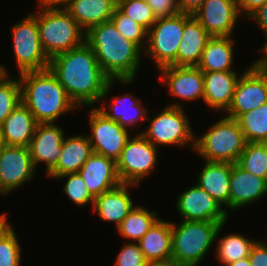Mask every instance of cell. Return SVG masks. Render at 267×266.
<instances>
[{"instance_id":"obj_1","label":"cell","mask_w":267,"mask_h":266,"mask_svg":"<svg viewBox=\"0 0 267 266\" xmlns=\"http://www.w3.org/2000/svg\"><path fill=\"white\" fill-rule=\"evenodd\" d=\"M48 68L76 106H91L104 99L115 81L102 71L95 53L86 42L52 57Z\"/></svg>"},{"instance_id":"obj_2","label":"cell","mask_w":267,"mask_h":266,"mask_svg":"<svg viewBox=\"0 0 267 266\" xmlns=\"http://www.w3.org/2000/svg\"><path fill=\"white\" fill-rule=\"evenodd\" d=\"M85 42L95 53L102 71L110 78L129 84L139 68L141 48L126 39L111 21L93 26Z\"/></svg>"},{"instance_id":"obj_3","label":"cell","mask_w":267,"mask_h":266,"mask_svg":"<svg viewBox=\"0 0 267 266\" xmlns=\"http://www.w3.org/2000/svg\"><path fill=\"white\" fill-rule=\"evenodd\" d=\"M21 102L38 123H53L63 113L78 107L48 68L20 74Z\"/></svg>"},{"instance_id":"obj_4","label":"cell","mask_w":267,"mask_h":266,"mask_svg":"<svg viewBox=\"0 0 267 266\" xmlns=\"http://www.w3.org/2000/svg\"><path fill=\"white\" fill-rule=\"evenodd\" d=\"M32 15L37 19L40 43L49 59L85 42L86 32L64 8L42 9Z\"/></svg>"},{"instance_id":"obj_5","label":"cell","mask_w":267,"mask_h":266,"mask_svg":"<svg viewBox=\"0 0 267 266\" xmlns=\"http://www.w3.org/2000/svg\"><path fill=\"white\" fill-rule=\"evenodd\" d=\"M224 224L212 221L172 222L171 260L186 266H198L219 235Z\"/></svg>"},{"instance_id":"obj_6","label":"cell","mask_w":267,"mask_h":266,"mask_svg":"<svg viewBox=\"0 0 267 266\" xmlns=\"http://www.w3.org/2000/svg\"><path fill=\"white\" fill-rule=\"evenodd\" d=\"M246 143L238 121L225 117L195 140L194 150L209 162L237 163Z\"/></svg>"},{"instance_id":"obj_7","label":"cell","mask_w":267,"mask_h":266,"mask_svg":"<svg viewBox=\"0 0 267 266\" xmlns=\"http://www.w3.org/2000/svg\"><path fill=\"white\" fill-rule=\"evenodd\" d=\"M185 13L175 16L157 18L147 33V56L155 60L159 69L177 66V53L182 41Z\"/></svg>"},{"instance_id":"obj_8","label":"cell","mask_w":267,"mask_h":266,"mask_svg":"<svg viewBox=\"0 0 267 266\" xmlns=\"http://www.w3.org/2000/svg\"><path fill=\"white\" fill-rule=\"evenodd\" d=\"M181 104L173 103L164 108L159 115L151 121L150 126L144 133H141L154 146L158 145H186L193 141L195 148V139L188 121L187 116L182 110ZM194 139V140H193Z\"/></svg>"},{"instance_id":"obj_9","label":"cell","mask_w":267,"mask_h":266,"mask_svg":"<svg viewBox=\"0 0 267 266\" xmlns=\"http://www.w3.org/2000/svg\"><path fill=\"white\" fill-rule=\"evenodd\" d=\"M12 28L14 55L19 73L48 69L50 59L40 43L37 19L29 14Z\"/></svg>"},{"instance_id":"obj_10","label":"cell","mask_w":267,"mask_h":266,"mask_svg":"<svg viewBox=\"0 0 267 266\" xmlns=\"http://www.w3.org/2000/svg\"><path fill=\"white\" fill-rule=\"evenodd\" d=\"M267 102V66L260 60L242 74L235 86L226 117L237 119L241 114Z\"/></svg>"},{"instance_id":"obj_11","label":"cell","mask_w":267,"mask_h":266,"mask_svg":"<svg viewBox=\"0 0 267 266\" xmlns=\"http://www.w3.org/2000/svg\"><path fill=\"white\" fill-rule=\"evenodd\" d=\"M157 160V147L141 133L129 138L116 161L117 172L122 184L138 185L150 174Z\"/></svg>"},{"instance_id":"obj_12","label":"cell","mask_w":267,"mask_h":266,"mask_svg":"<svg viewBox=\"0 0 267 266\" xmlns=\"http://www.w3.org/2000/svg\"><path fill=\"white\" fill-rule=\"evenodd\" d=\"M90 125L92 133L88 138L93 153L117 161L129 139L128 129L108 119L98 108L90 113Z\"/></svg>"},{"instance_id":"obj_13","label":"cell","mask_w":267,"mask_h":266,"mask_svg":"<svg viewBox=\"0 0 267 266\" xmlns=\"http://www.w3.org/2000/svg\"><path fill=\"white\" fill-rule=\"evenodd\" d=\"M34 172L28 147L3 145L0 148V186L6 195L30 181Z\"/></svg>"},{"instance_id":"obj_14","label":"cell","mask_w":267,"mask_h":266,"mask_svg":"<svg viewBox=\"0 0 267 266\" xmlns=\"http://www.w3.org/2000/svg\"><path fill=\"white\" fill-rule=\"evenodd\" d=\"M176 207L186 221H212L220 224L227 221L228 212L198 185L182 192Z\"/></svg>"},{"instance_id":"obj_15","label":"cell","mask_w":267,"mask_h":266,"mask_svg":"<svg viewBox=\"0 0 267 266\" xmlns=\"http://www.w3.org/2000/svg\"><path fill=\"white\" fill-rule=\"evenodd\" d=\"M237 0H205L192 14L211 36H231L239 17Z\"/></svg>"},{"instance_id":"obj_16","label":"cell","mask_w":267,"mask_h":266,"mask_svg":"<svg viewBox=\"0 0 267 266\" xmlns=\"http://www.w3.org/2000/svg\"><path fill=\"white\" fill-rule=\"evenodd\" d=\"M78 173L94 198L122 184L116 161L96 153L91 154Z\"/></svg>"},{"instance_id":"obj_17","label":"cell","mask_w":267,"mask_h":266,"mask_svg":"<svg viewBox=\"0 0 267 266\" xmlns=\"http://www.w3.org/2000/svg\"><path fill=\"white\" fill-rule=\"evenodd\" d=\"M64 139L63 129L54 123H38L28 146L33 164L45 162L48 173L58 162Z\"/></svg>"},{"instance_id":"obj_18","label":"cell","mask_w":267,"mask_h":266,"mask_svg":"<svg viewBox=\"0 0 267 266\" xmlns=\"http://www.w3.org/2000/svg\"><path fill=\"white\" fill-rule=\"evenodd\" d=\"M161 78L173 96L184 100L204 97L203 72L197 66H167L160 69Z\"/></svg>"},{"instance_id":"obj_19","label":"cell","mask_w":267,"mask_h":266,"mask_svg":"<svg viewBox=\"0 0 267 266\" xmlns=\"http://www.w3.org/2000/svg\"><path fill=\"white\" fill-rule=\"evenodd\" d=\"M267 193V180L252 175L237 163H232L229 209H237L260 199Z\"/></svg>"},{"instance_id":"obj_20","label":"cell","mask_w":267,"mask_h":266,"mask_svg":"<svg viewBox=\"0 0 267 266\" xmlns=\"http://www.w3.org/2000/svg\"><path fill=\"white\" fill-rule=\"evenodd\" d=\"M38 122L22 103L0 125L3 145L28 147Z\"/></svg>"},{"instance_id":"obj_21","label":"cell","mask_w":267,"mask_h":266,"mask_svg":"<svg viewBox=\"0 0 267 266\" xmlns=\"http://www.w3.org/2000/svg\"><path fill=\"white\" fill-rule=\"evenodd\" d=\"M211 36L192 15L185 13L182 41L178 47L177 66H197Z\"/></svg>"},{"instance_id":"obj_22","label":"cell","mask_w":267,"mask_h":266,"mask_svg":"<svg viewBox=\"0 0 267 266\" xmlns=\"http://www.w3.org/2000/svg\"><path fill=\"white\" fill-rule=\"evenodd\" d=\"M204 97L206 104L214 111L227 110L232 102L236 83L239 79L235 71L203 72Z\"/></svg>"},{"instance_id":"obj_23","label":"cell","mask_w":267,"mask_h":266,"mask_svg":"<svg viewBox=\"0 0 267 266\" xmlns=\"http://www.w3.org/2000/svg\"><path fill=\"white\" fill-rule=\"evenodd\" d=\"M137 243L149 264L171 260L172 222L158 219Z\"/></svg>"},{"instance_id":"obj_24","label":"cell","mask_w":267,"mask_h":266,"mask_svg":"<svg viewBox=\"0 0 267 266\" xmlns=\"http://www.w3.org/2000/svg\"><path fill=\"white\" fill-rule=\"evenodd\" d=\"M92 153L88 136L64 137L58 162L47 174L57 178L68 173H78Z\"/></svg>"},{"instance_id":"obj_25","label":"cell","mask_w":267,"mask_h":266,"mask_svg":"<svg viewBox=\"0 0 267 266\" xmlns=\"http://www.w3.org/2000/svg\"><path fill=\"white\" fill-rule=\"evenodd\" d=\"M116 7L117 0H71L64 9L87 32L95 25L110 21Z\"/></svg>"},{"instance_id":"obj_26","label":"cell","mask_w":267,"mask_h":266,"mask_svg":"<svg viewBox=\"0 0 267 266\" xmlns=\"http://www.w3.org/2000/svg\"><path fill=\"white\" fill-rule=\"evenodd\" d=\"M197 185L218 203L229 208L230 176L232 163L205 161Z\"/></svg>"},{"instance_id":"obj_27","label":"cell","mask_w":267,"mask_h":266,"mask_svg":"<svg viewBox=\"0 0 267 266\" xmlns=\"http://www.w3.org/2000/svg\"><path fill=\"white\" fill-rule=\"evenodd\" d=\"M128 186L133 184H121L94 198V212H98L101 220L115 222L118 227L128 215L134 206L128 194Z\"/></svg>"},{"instance_id":"obj_28","label":"cell","mask_w":267,"mask_h":266,"mask_svg":"<svg viewBox=\"0 0 267 266\" xmlns=\"http://www.w3.org/2000/svg\"><path fill=\"white\" fill-rule=\"evenodd\" d=\"M233 44L234 41L231 36L211 37L202 52L197 67L202 72L234 71L231 68L234 52Z\"/></svg>"},{"instance_id":"obj_29","label":"cell","mask_w":267,"mask_h":266,"mask_svg":"<svg viewBox=\"0 0 267 266\" xmlns=\"http://www.w3.org/2000/svg\"><path fill=\"white\" fill-rule=\"evenodd\" d=\"M113 100L114 101L111 103V106H109L110 113H109V111H106V109H108V106H105V101H103L104 105L101 108L98 107V109L108 119L116 121L122 127L126 128V127H128V125H130L132 127V126H134V124L136 122L138 123L140 121V119H145V120L147 119V117H146L147 109L143 108L140 104V101H138V99H136L135 97L129 96L128 94L127 95L125 94L124 97H121V96L116 97L115 96V99H113ZM122 104L124 105L123 109L121 108ZM131 108L133 109V112H134L133 114H130L131 113L130 110H132Z\"/></svg>"},{"instance_id":"obj_30","label":"cell","mask_w":267,"mask_h":266,"mask_svg":"<svg viewBox=\"0 0 267 266\" xmlns=\"http://www.w3.org/2000/svg\"><path fill=\"white\" fill-rule=\"evenodd\" d=\"M158 219L156 212L152 213L140 206H133L117 230L124 238L138 242Z\"/></svg>"},{"instance_id":"obj_31","label":"cell","mask_w":267,"mask_h":266,"mask_svg":"<svg viewBox=\"0 0 267 266\" xmlns=\"http://www.w3.org/2000/svg\"><path fill=\"white\" fill-rule=\"evenodd\" d=\"M246 142L267 143V102L236 119Z\"/></svg>"},{"instance_id":"obj_32","label":"cell","mask_w":267,"mask_h":266,"mask_svg":"<svg viewBox=\"0 0 267 266\" xmlns=\"http://www.w3.org/2000/svg\"><path fill=\"white\" fill-rule=\"evenodd\" d=\"M255 242L239 234H229L219 240L216 250L217 258L224 266H227L248 257Z\"/></svg>"},{"instance_id":"obj_33","label":"cell","mask_w":267,"mask_h":266,"mask_svg":"<svg viewBox=\"0 0 267 266\" xmlns=\"http://www.w3.org/2000/svg\"><path fill=\"white\" fill-rule=\"evenodd\" d=\"M237 164L252 175L267 180V143H246Z\"/></svg>"},{"instance_id":"obj_34","label":"cell","mask_w":267,"mask_h":266,"mask_svg":"<svg viewBox=\"0 0 267 266\" xmlns=\"http://www.w3.org/2000/svg\"><path fill=\"white\" fill-rule=\"evenodd\" d=\"M7 76L0 79V125L21 102L19 78L12 80Z\"/></svg>"},{"instance_id":"obj_35","label":"cell","mask_w":267,"mask_h":266,"mask_svg":"<svg viewBox=\"0 0 267 266\" xmlns=\"http://www.w3.org/2000/svg\"><path fill=\"white\" fill-rule=\"evenodd\" d=\"M10 224L0 230V266H19L21 249Z\"/></svg>"},{"instance_id":"obj_36","label":"cell","mask_w":267,"mask_h":266,"mask_svg":"<svg viewBox=\"0 0 267 266\" xmlns=\"http://www.w3.org/2000/svg\"><path fill=\"white\" fill-rule=\"evenodd\" d=\"M110 21L126 39L131 40L141 49L143 47L142 45H146V43H143V39L146 38L145 42H147L148 31L135 20L124 14L118 7H116Z\"/></svg>"},{"instance_id":"obj_37","label":"cell","mask_w":267,"mask_h":266,"mask_svg":"<svg viewBox=\"0 0 267 266\" xmlns=\"http://www.w3.org/2000/svg\"><path fill=\"white\" fill-rule=\"evenodd\" d=\"M117 7L147 31L157 20L146 0H117Z\"/></svg>"},{"instance_id":"obj_38","label":"cell","mask_w":267,"mask_h":266,"mask_svg":"<svg viewBox=\"0 0 267 266\" xmlns=\"http://www.w3.org/2000/svg\"><path fill=\"white\" fill-rule=\"evenodd\" d=\"M68 178L63 188L67 196L77 205L84 206L89 202L94 204V197L88 191L84 180L79 173H68L57 178Z\"/></svg>"},{"instance_id":"obj_39","label":"cell","mask_w":267,"mask_h":266,"mask_svg":"<svg viewBox=\"0 0 267 266\" xmlns=\"http://www.w3.org/2000/svg\"><path fill=\"white\" fill-rule=\"evenodd\" d=\"M115 266H149L138 243H126L117 256Z\"/></svg>"},{"instance_id":"obj_40","label":"cell","mask_w":267,"mask_h":266,"mask_svg":"<svg viewBox=\"0 0 267 266\" xmlns=\"http://www.w3.org/2000/svg\"><path fill=\"white\" fill-rule=\"evenodd\" d=\"M156 18L175 16L180 13L176 0H146Z\"/></svg>"},{"instance_id":"obj_41","label":"cell","mask_w":267,"mask_h":266,"mask_svg":"<svg viewBox=\"0 0 267 266\" xmlns=\"http://www.w3.org/2000/svg\"><path fill=\"white\" fill-rule=\"evenodd\" d=\"M252 266H267V246L256 241L248 256Z\"/></svg>"},{"instance_id":"obj_42","label":"cell","mask_w":267,"mask_h":266,"mask_svg":"<svg viewBox=\"0 0 267 266\" xmlns=\"http://www.w3.org/2000/svg\"><path fill=\"white\" fill-rule=\"evenodd\" d=\"M249 18H252L257 22L260 28L265 32L267 35V2L258 8L255 12H253ZM262 52L267 51V42L264 45V48L261 50Z\"/></svg>"},{"instance_id":"obj_43","label":"cell","mask_w":267,"mask_h":266,"mask_svg":"<svg viewBox=\"0 0 267 266\" xmlns=\"http://www.w3.org/2000/svg\"><path fill=\"white\" fill-rule=\"evenodd\" d=\"M237 2L240 13L243 11V15L250 16L258 8L263 6L267 0H237Z\"/></svg>"},{"instance_id":"obj_44","label":"cell","mask_w":267,"mask_h":266,"mask_svg":"<svg viewBox=\"0 0 267 266\" xmlns=\"http://www.w3.org/2000/svg\"><path fill=\"white\" fill-rule=\"evenodd\" d=\"M205 0H176L182 13L193 14Z\"/></svg>"},{"instance_id":"obj_45","label":"cell","mask_w":267,"mask_h":266,"mask_svg":"<svg viewBox=\"0 0 267 266\" xmlns=\"http://www.w3.org/2000/svg\"><path fill=\"white\" fill-rule=\"evenodd\" d=\"M71 0H40L39 6H42V9H54L58 8L57 5H64L62 8H65Z\"/></svg>"},{"instance_id":"obj_46","label":"cell","mask_w":267,"mask_h":266,"mask_svg":"<svg viewBox=\"0 0 267 266\" xmlns=\"http://www.w3.org/2000/svg\"><path fill=\"white\" fill-rule=\"evenodd\" d=\"M149 266H186V265H182L174 260H169L164 262L152 263L149 264Z\"/></svg>"},{"instance_id":"obj_47","label":"cell","mask_w":267,"mask_h":266,"mask_svg":"<svg viewBox=\"0 0 267 266\" xmlns=\"http://www.w3.org/2000/svg\"><path fill=\"white\" fill-rule=\"evenodd\" d=\"M227 266H252L248 257L230 263Z\"/></svg>"},{"instance_id":"obj_48","label":"cell","mask_w":267,"mask_h":266,"mask_svg":"<svg viewBox=\"0 0 267 266\" xmlns=\"http://www.w3.org/2000/svg\"><path fill=\"white\" fill-rule=\"evenodd\" d=\"M7 218L6 215H0V230L7 224Z\"/></svg>"},{"instance_id":"obj_49","label":"cell","mask_w":267,"mask_h":266,"mask_svg":"<svg viewBox=\"0 0 267 266\" xmlns=\"http://www.w3.org/2000/svg\"><path fill=\"white\" fill-rule=\"evenodd\" d=\"M4 75H7L6 69L0 65V79H1Z\"/></svg>"},{"instance_id":"obj_50","label":"cell","mask_w":267,"mask_h":266,"mask_svg":"<svg viewBox=\"0 0 267 266\" xmlns=\"http://www.w3.org/2000/svg\"><path fill=\"white\" fill-rule=\"evenodd\" d=\"M266 54V56L265 57H263V58H261V59H259L265 66H267V51L265 52Z\"/></svg>"},{"instance_id":"obj_51","label":"cell","mask_w":267,"mask_h":266,"mask_svg":"<svg viewBox=\"0 0 267 266\" xmlns=\"http://www.w3.org/2000/svg\"><path fill=\"white\" fill-rule=\"evenodd\" d=\"M3 146L2 136H1V129H0V148Z\"/></svg>"},{"instance_id":"obj_52","label":"cell","mask_w":267,"mask_h":266,"mask_svg":"<svg viewBox=\"0 0 267 266\" xmlns=\"http://www.w3.org/2000/svg\"><path fill=\"white\" fill-rule=\"evenodd\" d=\"M0 194H5L4 192H3V190L1 189V186H0Z\"/></svg>"}]
</instances>
